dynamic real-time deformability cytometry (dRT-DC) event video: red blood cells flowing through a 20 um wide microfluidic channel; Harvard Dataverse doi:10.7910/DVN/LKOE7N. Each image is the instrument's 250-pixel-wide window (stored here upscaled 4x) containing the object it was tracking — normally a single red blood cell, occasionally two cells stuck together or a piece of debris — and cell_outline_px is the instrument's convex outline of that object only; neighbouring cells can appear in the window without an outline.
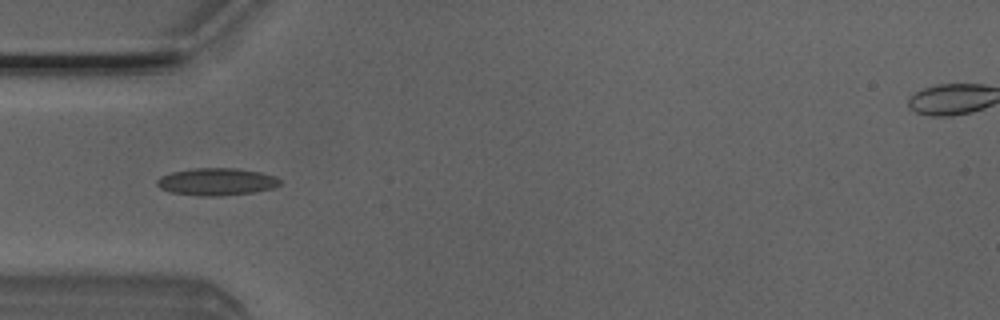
{"species": "Egyptian fruit bat (a non-hibernating species)", "species_latin": "Rousettus aegyptiacus", "temperature_condition": "room temperature", "stored_images_in_passage": 7, "camera_frame_rate_fps": 3000, "um_per_image_px": 0.085, "animal": {"sex": "male"}, "frame": {"image": 1, "passage_image": 5, "time_ms": 1.333, "image_size_px": [1000, 320], "cell_outline_px": [[280, 184], [272, 188], [252, 192], [220, 196], [196, 196], [172, 192], [160, 188], [156, 184], [156, 180], [160, 176], [172, 172], [192, 168], [236, 168], [260, 172], [276, 176], [280, 180]], "centroid_in_image_um": [18.38, 15.44], "position_along_channel_um": 66.6, "area_um2": 19.59}}
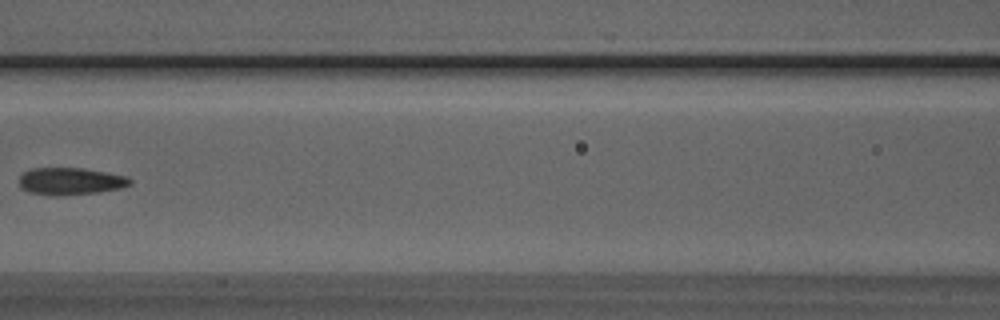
{"frame": {"image": 2, "passage_image": 7, "time_ms": 2.0, "image_size_px": [1000, 320], "cell_outline_px": [[132, 184], [120, 188], [100, 192], [56, 196], [28, 192], [20, 188], [20, 176], [24, 172], [32, 168], [84, 168], [128, 176], [132, 180]], "centroid_in_image_um": [6.01, 15.4], "position_along_channel_um": 160.6, "area_um2": 17.69}}